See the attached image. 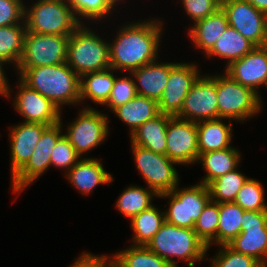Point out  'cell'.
Instances as JSON below:
<instances>
[{"label": "cell", "instance_id": "1", "mask_svg": "<svg viewBox=\"0 0 267 267\" xmlns=\"http://www.w3.org/2000/svg\"><path fill=\"white\" fill-rule=\"evenodd\" d=\"M163 22L148 19L123 25L109 43L110 66L114 70L128 71L156 61Z\"/></svg>", "mask_w": 267, "mask_h": 267}, {"label": "cell", "instance_id": "2", "mask_svg": "<svg viewBox=\"0 0 267 267\" xmlns=\"http://www.w3.org/2000/svg\"><path fill=\"white\" fill-rule=\"evenodd\" d=\"M19 78L50 100L60 111L61 105L80 103V77L65 62L36 68H16Z\"/></svg>", "mask_w": 267, "mask_h": 267}, {"label": "cell", "instance_id": "3", "mask_svg": "<svg viewBox=\"0 0 267 267\" xmlns=\"http://www.w3.org/2000/svg\"><path fill=\"white\" fill-rule=\"evenodd\" d=\"M147 247L166 260L172 267H179L174 257L188 262L194 267L207 255V245L198 237L194 229L179 227L164 222Z\"/></svg>", "mask_w": 267, "mask_h": 267}, {"label": "cell", "instance_id": "4", "mask_svg": "<svg viewBox=\"0 0 267 267\" xmlns=\"http://www.w3.org/2000/svg\"><path fill=\"white\" fill-rule=\"evenodd\" d=\"M66 63L79 77L109 69V42L82 23L69 35Z\"/></svg>", "mask_w": 267, "mask_h": 267}, {"label": "cell", "instance_id": "5", "mask_svg": "<svg viewBox=\"0 0 267 267\" xmlns=\"http://www.w3.org/2000/svg\"><path fill=\"white\" fill-rule=\"evenodd\" d=\"M26 31L39 34L71 35L80 25L69 0H37L25 8Z\"/></svg>", "mask_w": 267, "mask_h": 267}, {"label": "cell", "instance_id": "6", "mask_svg": "<svg viewBox=\"0 0 267 267\" xmlns=\"http://www.w3.org/2000/svg\"><path fill=\"white\" fill-rule=\"evenodd\" d=\"M218 118L245 121L261 111V96L234 81L229 75L216 74Z\"/></svg>", "mask_w": 267, "mask_h": 267}, {"label": "cell", "instance_id": "7", "mask_svg": "<svg viewBox=\"0 0 267 267\" xmlns=\"http://www.w3.org/2000/svg\"><path fill=\"white\" fill-rule=\"evenodd\" d=\"M158 197L170 198L168 210L165 212V221L184 228L194 229L203 209L211 200L208 186L198 183L188 188H178L160 194Z\"/></svg>", "mask_w": 267, "mask_h": 267}, {"label": "cell", "instance_id": "8", "mask_svg": "<svg viewBox=\"0 0 267 267\" xmlns=\"http://www.w3.org/2000/svg\"><path fill=\"white\" fill-rule=\"evenodd\" d=\"M69 35L39 34L26 31L17 68L52 66L67 61Z\"/></svg>", "mask_w": 267, "mask_h": 267}, {"label": "cell", "instance_id": "9", "mask_svg": "<svg viewBox=\"0 0 267 267\" xmlns=\"http://www.w3.org/2000/svg\"><path fill=\"white\" fill-rule=\"evenodd\" d=\"M132 146L136 167L148 184L158 195L172 191L179 184V174L167 155L157 154L137 145Z\"/></svg>", "mask_w": 267, "mask_h": 267}, {"label": "cell", "instance_id": "10", "mask_svg": "<svg viewBox=\"0 0 267 267\" xmlns=\"http://www.w3.org/2000/svg\"><path fill=\"white\" fill-rule=\"evenodd\" d=\"M81 110L64 134L80 156L96 148L109 135L107 114L88 106Z\"/></svg>", "mask_w": 267, "mask_h": 267}, {"label": "cell", "instance_id": "11", "mask_svg": "<svg viewBox=\"0 0 267 267\" xmlns=\"http://www.w3.org/2000/svg\"><path fill=\"white\" fill-rule=\"evenodd\" d=\"M227 245L267 267V210L244 211L241 232Z\"/></svg>", "mask_w": 267, "mask_h": 267}, {"label": "cell", "instance_id": "12", "mask_svg": "<svg viewBox=\"0 0 267 267\" xmlns=\"http://www.w3.org/2000/svg\"><path fill=\"white\" fill-rule=\"evenodd\" d=\"M62 121L48 126L42 133L34 152L27 163L12 177V190L22 192L51 166V152L57 141L64 135Z\"/></svg>", "mask_w": 267, "mask_h": 267}, {"label": "cell", "instance_id": "13", "mask_svg": "<svg viewBox=\"0 0 267 267\" xmlns=\"http://www.w3.org/2000/svg\"><path fill=\"white\" fill-rule=\"evenodd\" d=\"M221 8L227 16L229 26L255 46H264L267 14L246 0H221Z\"/></svg>", "mask_w": 267, "mask_h": 267}, {"label": "cell", "instance_id": "14", "mask_svg": "<svg viewBox=\"0 0 267 267\" xmlns=\"http://www.w3.org/2000/svg\"><path fill=\"white\" fill-rule=\"evenodd\" d=\"M176 117L196 123L218 119L216 75L198 77L185 97L183 107Z\"/></svg>", "mask_w": 267, "mask_h": 267}, {"label": "cell", "instance_id": "15", "mask_svg": "<svg viewBox=\"0 0 267 267\" xmlns=\"http://www.w3.org/2000/svg\"><path fill=\"white\" fill-rule=\"evenodd\" d=\"M166 155L178 165L196 163L199 158L196 122L170 117L166 130Z\"/></svg>", "mask_w": 267, "mask_h": 267}, {"label": "cell", "instance_id": "16", "mask_svg": "<svg viewBox=\"0 0 267 267\" xmlns=\"http://www.w3.org/2000/svg\"><path fill=\"white\" fill-rule=\"evenodd\" d=\"M200 76L198 66L191 63H178L170 70L168 82L159 99V113L177 116L192 85Z\"/></svg>", "mask_w": 267, "mask_h": 267}, {"label": "cell", "instance_id": "17", "mask_svg": "<svg viewBox=\"0 0 267 267\" xmlns=\"http://www.w3.org/2000/svg\"><path fill=\"white\" fill-rule=\"evenodd\" d=\"M14 107L24 122L54 125L61 120V111L38 91L30 88L19 78Z\"/></svg>", "mask_w": 267, "mask_h": 267}, {"label": "cell", "instance_id": "18", "mask_svg": "<svg viewBox=\"0 0 267 267\" xmlns=\"http://www.w3.org/2000/svg\"><path fill=\"white\" fill-rule=\"evenodd\" d=\"M225 73L258 94V87L265 84L267 88V46H255L242 58L225 67Z\"/></svg>", "mask_w": 267, "mask_h": 267}, {"label": "cell", "instance_id": "19", "mask_svg": "<svg viewBox=\"0 0 267 267\" xmlns=\"http://www.w3.org/2000/svg\"><path fill=\"white\" fill-rule=\"evenodd\" d=\"M49 125L22 122L10 129L12 177L27 163L39 142L43 131Z\"/></svg>", "mask_w": 267, "mask_h": 267}, {"label": "cell", "instance_id": "20", "mask_svg": "<svg viewBox=\"0 0 267 267\" xmlns=\"http://www.w3.org/2000/svg\"><path fill=\"white\" fill-rule=\"evenodd\" d=\"M176 64L171 62L161 64L154 61L131 71L130 75L137 81L135 82L137 94L158 102L168 82L170 70Z\"/></svg>", "mask_w": 267, "mask_h": 267}, {"label": "cell", "instance_id": "21", "mask_svg": "<svg viewBox=\"0 0 267 267\" xmlns=\"http://www.w3.org/2000/svg\"><path fill=\"white\" fill-rule=\"evenodd\" d=\"M98 159L81 158L66 174L72 186L82 194H90L100 184L113 181L111 174L107 173Z\"/></svg>", "mask_w": 267, "mask_h": 267}, {"label": "cell", "instance_id": "22", "mask_svg": "<svg viewBox=\"0 0 267 267\" xmlns=\"http://www.w3.org/2000/svg\"><path fill=\"white\" fill-rule=\"evenodd\" d=\"M170 115L159 113L139 126L130 136L133 145L166 155V130Z\"/></svg>", "mask_w": 267, "mask_h": 267}, {"label": "cell", "instance_id": "23", "mask_svg": "<svg viewBox=\"0 0 267 267\" xmlns=\"http://www.w3.org/2000/svg\"><path fill=\"white\" fill-rule=\"evenodd\" d=\"M229 26L227 16L222 8L205 19L194 23L189 30V36L198 49L204 51L205 55L213 48L217 39Z\"/></svg>", "mask_w": 267, "mask_h": 267}, {"label": "cell", "instance_id": "24", "mask_svg": "<svg viewBox=\"0 0 267 267\" xmlns=\"http://www.w3.org/2000/svg\"><path fill=\"white\" fill-rule=\"evenodd\" d=\"M222 120V118H218L196 123L199 155L232 147L230 145L233 125H227Z\"/></svg>", "mask_w": 267, "mask_h": 267}, {"label": "cell", "instance_id": "25", "mask_svg": "<svg viewBox=\"0 0 267 267\" xmlns=\"http://www.w3.org/2000/svg\"><path fill=\"white\" fill-rule=\"evenodd\" d=\"M240 157L239 150L233 147L200 154L197 162L201 161L207 172L200 183L208 186L218 177L234 171L238 168Z\"/></svg>", "mask_w": 267, "mask_h": 267}, {"label": "cell", "instance_id": "26", "mask_svg": "<svg viewBox=\"0 0 267 267\" xmlns=\"http://www.w3.org/2000/svg\"><path fill=\"white\" fill-rule=\"evenodd\" d=\"M113 68L90 72L80 77V102L90 99L96 104H106L115 82Z\"/></svg>", "mask_w": 267, "mask_h": 267}, {"label": "cell", "instance_id": "27", "mask_svg": "<svg viewBox=\"0 0 267 267\" xmlns=\"http://www.w3.org/2000/svg\"><path fill=\"white\" fill-rule=\"evenodd\" d=\"M112 112L130 127L131 135L139 126L157 116L159 107L155 100L137 95L128 103L115 108Z\"/></svg>", "mask_w": 267, "mask_h": 267}, {"label": "cell", "instance_id": "28", "mask_svg": "<svg viewBox=\"0 0 267 267\" xmlns=\"http://www.w3.org/2000/svg\"><path fill=\"white\" fill-rule=\"evenodd\" d=\"M255 45L243 37L233 27L228 26L224 33L217 39L213 48L206 54L208 57H221L228 59L226 67L233 61L249 53Z\"/></svg>", "mask_w": 267, "mask_h": 267}, {"label": "cell", "instance_id": "29", "mask_svg": "<svg viewBox=\"0 0 267 267\" xmlns=\"http://www.w3.org/2000/svg\"><path fill=\"white\" fill-rule=\"evenodd\" d=\"M165 222V212H161L152 205L131 219V228L134 232L132 242L134 246H147L156 232Z\"/></svg>", "mask_w": 267, "mask_h": 267}, {"label": "cell", "instance_id": "30", "mask_svg": "<svg viewBox=\"0 0 267 267\" xmlns=\"http://www.w3.org/2000/svg\"><path fill=\"white\" fill-rule=\"evenodd\" d=\"M243 210L235 202L219 203V224L216 244L227 245L241 232Z\"/></svg>", "mask_w": 267, "mask_h": 267}, {"label": "cell", "instance_id": "31", "mask_svg": "<svg viewBox=\"0 0 267 267\" xmlns=\"http://www.w3.org/2000/svg\"><path fill=\"white\" fill-rule=\"evenodd\" d=\"M155 196L159 195L151 188L130 185L116 201V207L123 215L132 219L143 210L149 209Z\"/></svg>", "mask_w": 267, "mask_h": 267}, {"label": "cell", "instance_id": "32", "mask_svg": "<svg viewBox=\"0 0 267 267\" xmlns=\"http://www.w3.org/2000/svg\"><path fill=\"white\" fill-rule=\"evenodd\" d=\"M26 22L0 27V59L18 65L26 33Z\"/></svg>", "mask_w": 267, "mask_h": 267}, {"label": "cell", "instance_id": "33", "mask_svg": "<svg viewBox=\"0 0 267 267\" xmlns=\"http://www.w3.org/2000/svg\"><path fill=\"white\" fill-rule=\"evenodd\" d=\"M113 256L118 260L120 267H172L147 246L131 245Z\"/></svg>", "mask_w": 267, "mask_h": 267}, {"label": "cell", "instance_id": "34", "mask_svg": "<svg viewBox=\"0 0 267 267\" xmlns=\"http://www.w3.org/2000/svg\"><path fill=\"white\" fill-rule=\"evenodd\" d=\"M247 179L237 168L218 177L208 185L211 200L218 203L234 202L238 191Z\"/></svg>", "mask_w": 267, "mask_h": 267}, {"label": "cell", "instance_id": "35", "mask_svg": "<svg viewBox=\"0 0 267 267\" xmlns=\"http://www.w3.org/2000/svg\"><path fill=\"white\" fill-rule=\"evenodd\" d=\"M219 224V203L210 200L203 209L199 219L195 222L194 231L207 245L216 244V235Z\"/></svg>", "mask_w": 267, "mask_h": 267}, {"label": "cell", "instance_id": "36", "mask_svg": "<svg viewBox=\"0 0 267 267\" xmlns=\"http://www.w3.org/2000/svg\"><path fill=\"white\" fill-rule=\"evenodd\" d=\"M264 189L259 181L248 178L238 191L234 202L245 211H265Z\"/></svg>", "mask_w": 267, "mask_h": 267}, {"label": "cell", "instance_id": "37", "mask_svg": "<svg viewBox=\"0 0 267 267\" xmlns=\"http://www.w3.org/2000/svg\"><path fill=\"white\" fill-rule=\"evenodd\" d=\"M218 254L211 259V267H264L249 255L238 253L228 245H220Z\"/></svg>", "mask_w": 267, "mask_h": 267}, {"label": "cell", "instance_id": "38", "mask_svg": "<svg viewBox=\"0 0 267 267\" xmlns=\"http://www.w3.org/2000/svg\"><path fill=\"white\" fill-rule=\"evenodd\" d=\"M72 12L76 18V20L80 22L81 18L77 15L81 16L82 19H90V20H99L100 18H105L108 14L111 13L106 0H69ZM80 18V19H79Z\"/></svg>", "mask_w": 267, "mask_h": 267}, {"label": "cell", "instance_id": "39", "mask_svg": "<svg viewBox=\"0 0 267 267\" xmlns=\"http://www.w3.org/2000/svg\"><path fill=\"white\" fill-rule=\"evenodd\" d=\"M135 79L132 77H115V82L111 90L110 97L105 105L113 111L120 105L128 103L131 99L137 96Z\"/></svg>", "mask_w": 267, "mask_h": 267}, {"label": "cell", "instance_id": "40", "mask_svg": "<svg viewBox=\"0 0 267 267\" xmlns=\"http://www.w3.org/2000/svg\"><path fill=\"white\" fill-rule=\"evenodd\" d=\"M50 158L51 165L68 172L81 159V156L63 135L54 146Z\"/></svg>", "mask_w": 267, "mask_h": 267}, {"label": "cell", "instance_id": "41", "mask_svg": "<svg viewBox=\"0 0 267 267\" xmlns=\"http://www.w3.org/2000/svg\"><path fill=\"white\" fill-rule=\"evenodd\" d=\"M25 8L22 0H0V27L23 23Z\"/></svg>", "mask_w": 267, "mask_h": 267}, {"label": "cell", "instance_id": "42", "mask_svg": "<svg viewBox=\"0 0 267 267\" xmlns=\"http://www.w3.org/2000/svg\"><path fill=\"white\" fill-rule=\"evenodd\" d=\"M181 3L194 23L205 19L221 8V0H182Z\"/></svg>", "mask_w": 267, "mask_h": 267}, {"label": "cell", "instance_id": "43", "mask_svg": "<svg viewBox=\"0 0 267 267\" xmlns=\"http://www.w3.org/2000/svg\"><path fill=\"white\" fill-rule=\"evenodd\" d=\"M104 255H92L90 253H83L79 258H77L70 267H94V265L103 257Z\"/></svg>", "mask_w": 267, "mask_h": 267}, {"label": "cell", "instance_id": "44", "mask_svg": "<svg viewBox=\"0 0 267 267\" xmlns=\"http://www.w3.org/2000/svg\"><path fill=\"white\" fill-rule=\"evenodd\" d=\"M4 63L9 64L6 61L0 59V94L2 96H5L6 98L7 97L10 98L9 96L11 95V93H10L11 90H9V89H11V88H10V86L8 84V80L5 76V71L3 68Z\"/></svg>", "mask_w": 267, "mask_h": 267}, {"label": "cell", "instance_id": "45", "mask_svg": "<svg viewBox=\"0 0 267 267\" xmlns=\"http://www.w3.org/2000/svg\"><path fill=\"white\" fill-rule=\"evenodd\" d=\"M94 267H120L118 260L112 256V258H108L107 255H104L95 265Z\"/></svg>", "mask_w": 267, "mask_h": 267}, {"label": "cell", "instance_id": "46", "mask_svg": "<svg viewBox=\"0 0 267 267\" xmlns=\"http://www.w3.org/2000/svg\"><path fill=\"white\" fill-rule=\"evenodd\" d=\"M246 1L252 4L259 11H262L265 14H267V0H246Z\"/></svg>", "mask_w": 267, "mask_h": 267}, {"label": "cell", "instance_id": "47", "mask_svg": "<svg viewBox=\"0 0 267 267\" xmlns=\"http://www.w3.org/2000/svg\"><path fill=\"white\" fill-rule=\"evenodd\" d=\"M118 1H120V0H106V3H107V5L111 11H113V7H115L117 5L116 3H118Z\"/></svg>", "mask_w": 267, "mask_h": 267}, {"label": "cell", "instance_id": "48", "mask_svg": "<svg viewBox=\"0 0 267 267\" xmlns=\"http://www.w3.org/2000/svg\"><path fill=\"white\" fill-rule=\"evenodd\" d=\"M264 46H267V23H266V40H265Z\"/></svg>", "mask_w": 267, "mask_h": 267}]
</instances>
